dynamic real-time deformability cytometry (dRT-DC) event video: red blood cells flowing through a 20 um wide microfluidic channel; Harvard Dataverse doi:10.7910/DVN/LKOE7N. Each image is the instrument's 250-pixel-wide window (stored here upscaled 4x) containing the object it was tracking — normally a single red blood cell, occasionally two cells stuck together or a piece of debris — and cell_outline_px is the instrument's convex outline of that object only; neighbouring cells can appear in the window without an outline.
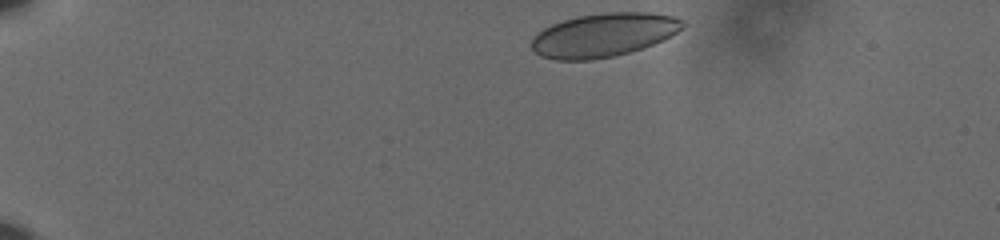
{"species": "human", "species_latin": "Homo sapiens", "temperature_condition": "cold", "stored_images_in_passage": 42, "camera_frame_rate_fps": 3000, "um_per_image_px": 0.085, "donor": {"sex": "male"}, "frame": {"image": 1, "passage_image": 1, "time_ms": 0.0, "image_size_px": [1000, 240], "cell_outline_px": [[684, 24], [676, 32], [664, 40], [628, 52], [612, 56], [592, 60], [556, 60], [540, 56], [532, 48], [532, 36], [536, 32], [552, 24], [564, 20], [580, 16], [608, 12], [652, 12], [672, 16], [684, 20]], "centroid_in_image_um": [51.28, 2.97], "position_along_channel_um": 33.7, "area_um2": 38.21}}
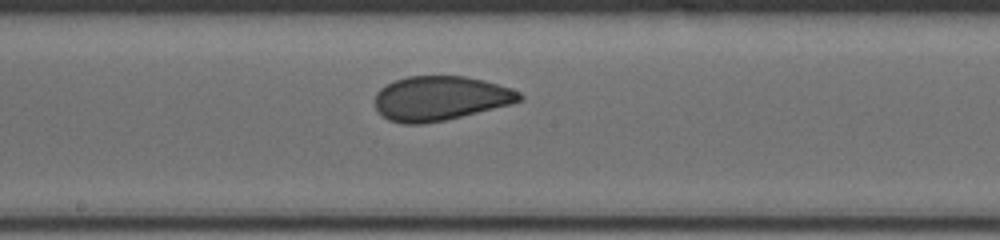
{"frame": {"image": 2, "passage_image": 23, "time_ms": 7.333, "image_size_px": [1000, 240], "cell_outline_px": [[524, 100], [512, 104], [444, 120], [424, 124], [404, 124], [388, 120], [376, 108], [376, 92], [380, 88], [396, 80], [408, 76], [464, 76], [484, 80], [512, 88], [520, 92], [524, 96]], "centroid_in_image_um": [37.46, 8.35], "position_along_channel_um": 210.7, "area_um2": 37.4}}
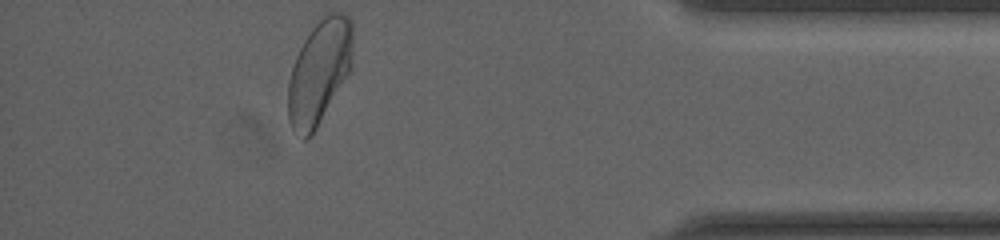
{"frame": {"image": 3, "passage_image": 42, "time_ms": 13.667, "image_size_px": [1000, 240], "cell_outline_px": [[352, 64], [348, 72], [312, 136], [304, 140], [292, 128], [288, 120], [288, 80], [296, 56], [304, 40], [312, 28], [324, 12], [344, 12], [352, 20]], "centroid_in_image_um": [27.13, 6.08], "position_along_channel_um": 408.1, "area_um2": 39.13}}